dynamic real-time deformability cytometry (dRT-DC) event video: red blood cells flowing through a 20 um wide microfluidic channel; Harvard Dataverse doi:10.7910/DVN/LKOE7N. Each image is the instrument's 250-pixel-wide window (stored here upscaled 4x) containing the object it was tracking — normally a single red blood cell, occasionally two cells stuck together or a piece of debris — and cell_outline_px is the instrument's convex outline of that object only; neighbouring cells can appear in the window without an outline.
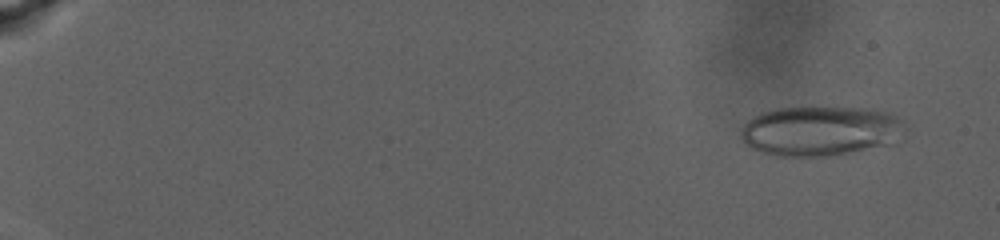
{"species": "human", "species_latin": "Homo sapiens", "temperature_condition": "warm", "stored_images_in_passage": 86, "camera_frame_rate_fps": 3000, "um_per_image_px": 0.085, "donor": {"sex": "male"}, "frame": {"image": 1, "passage_image": 7, "time_ms": 2.0, "image_size_px": [1000, 240], "cell_outline_px": [[908, 128], [884, 144], [840, 156], [776, 156], [760, 152], [748, 148], [744, 144], [740, 136], [740, 128], [748, 120], [764, 112], [776, 108], [872, 108], [896, 116], [904, 120]], "centroid_in_image_um": [69.67, 11.14], "position_along_channel_um": 15.3, "area_um2": 47.63}}
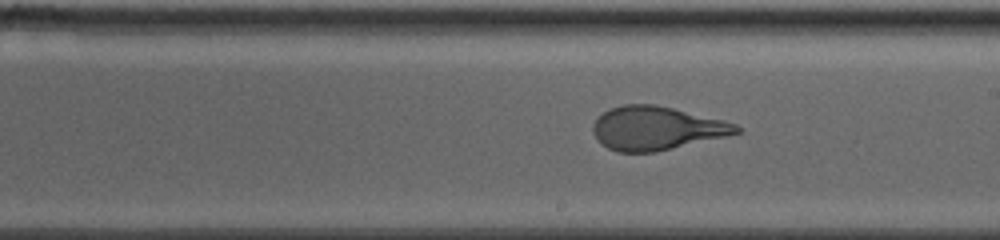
{"frame": {"image": 2, "passage_image": 55, "time_ms": 18.0, "image_size_px": [1000, 240], "cell_outline_px": [[740, 132], [724, 136], [656, 152], [616, 152], [608, 148], [592, 132], [592, 124], [608, 108], [624, 104], [652, 104], [672, 108], [724, 120], [736, 124], [740, 128]], "centroid_in_image_um": [55.77, 10.89], "position_along_channel_um": 233.2, "area_um2": 35.95}}
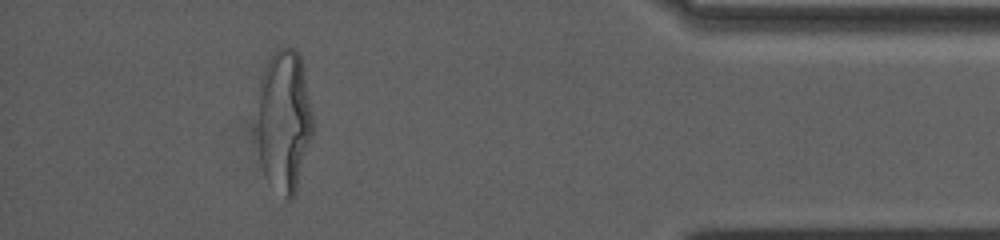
{"frame": {"image": 3, "passage_image": 80, "time_ms": 26.333, "image_size_px": [1000, 240], "cell_outline_px": [[312, 132], [296, 192], [292, 200], [284, 200], [264, 176], [260, 164], [252, 128], [260, 80], [264, 68], [268, 60], [276, 48], [292, 48], [300, 56], [312, 112]], "centroid_in_image_um": [24.04, 10.32], "position_along_channel_um": 411.2, "area_um2": 47.51}, "authors_computed_cell_mechanics": {"area_um2": 44.0725, "velocity_mm_per_s": 2.563, "shape_relaxation_time_tau1_ms": 9.0381, "shape_relaxation_time_tau2_ms": 1.0885, "deformation_change_tau1": 0.2717, "deformation_change_tau2": 0.0851}}